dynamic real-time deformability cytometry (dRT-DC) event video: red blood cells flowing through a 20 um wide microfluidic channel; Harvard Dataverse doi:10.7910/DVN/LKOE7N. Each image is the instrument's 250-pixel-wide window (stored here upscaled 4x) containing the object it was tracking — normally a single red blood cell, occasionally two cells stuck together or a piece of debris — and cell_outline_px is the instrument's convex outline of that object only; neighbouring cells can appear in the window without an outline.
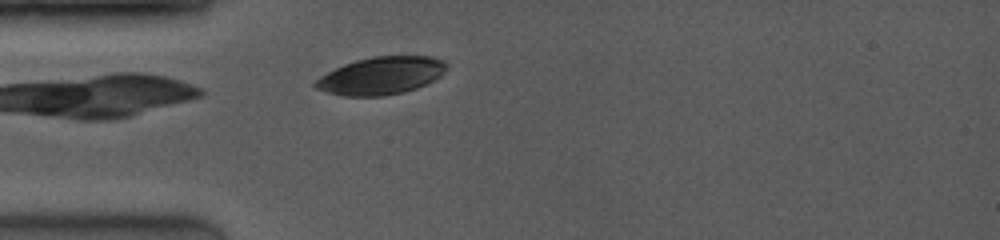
{"species": "common noctule bat (a hibernating species)", "species_latin": "Nyctalus noctula", "temperature_condition": "room temperature", "stored_images_in_passage": 8, "camera_frame_rate_fps": 4000, "um_per_image_px": 0.085, "animal": {"sex": "female", "body_mass_g": 19.0, "forearm_length_mm": 53.3}, "frame": {"image": 1, "passage_image": 1, "time_ms": 0.0, "image_size_px": [1000, 240], "cell_outline_px": [[448, 68], [440, 76], [416, 88], [404, 92], [380, 96], [344, 96], [328, 92], [316, 88], [312, 84], [320, 76], [344, 64], [356, 60], [372, 56], [432, 56], [444, 60], [448, 64]], "centroid_in_image_um": [32.41, 6.42], "position_along_channel_um": 52.6, "area_um2": 28.67}}
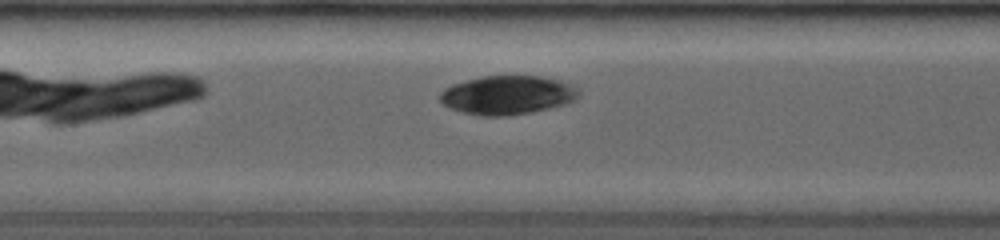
{"frame": {"image": 2, "passage_image": 6, "time_ms": 1.25, "image_size_px": [1000, 240], "cell_outline_px": [[580, 92], [576, 100], [568, 104], [532, 112], [508, 116], [480, 116], [460, 112], [448, 108], [440, 100], [440, 92], [444, 88], [452, 84], [484, 76], [536, 76], [552, 80], [564, 84]], "centroid_in_image_um": [43.05, 8.11], "position_along_channel_um": 164.3, "area_um2": 31.1}}